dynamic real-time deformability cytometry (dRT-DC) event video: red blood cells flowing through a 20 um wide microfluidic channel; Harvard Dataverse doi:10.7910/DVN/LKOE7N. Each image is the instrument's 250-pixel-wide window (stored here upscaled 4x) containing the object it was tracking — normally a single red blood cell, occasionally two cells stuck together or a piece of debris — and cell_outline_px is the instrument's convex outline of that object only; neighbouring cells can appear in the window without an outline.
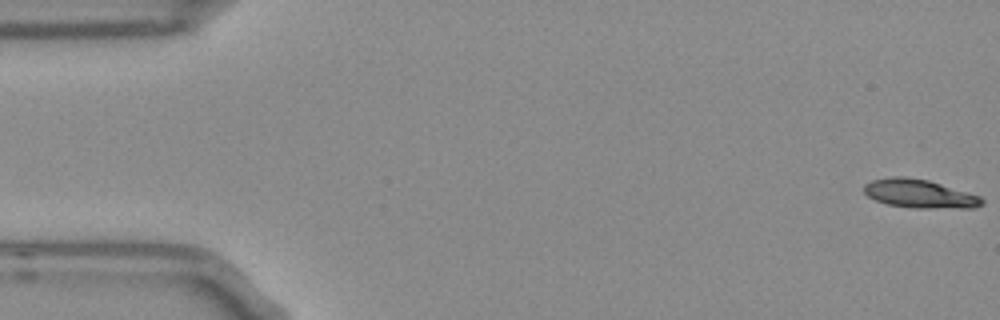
{"species": "Egyptian fruit bat (a non-hibernating species)", "species_latin": "Rousettus aegyptiacus", "temperature_condition": "room temperature", "stored_images_in_passage": 54, "camera_frame_rate_fps": 3000, "um_per_image_px": 0.085, "frame": {"image": 1, "passage_image": 1, "time_ms": 0.0, "image_size_px": [1000, 320], "cell_outline_px": [[984, 204], [972, 208], [916, 208], [888, 204], [876, 200], [868, 196], [864, 192], [864, 184], [872, 180], [892, 176], [904, 176], [928, 180], [980, 196], [984, 200]], "centroid_in_image_um": [78.16, 16.46], "position_along_channel_um": 6.8, "area_um2": 19.54}}
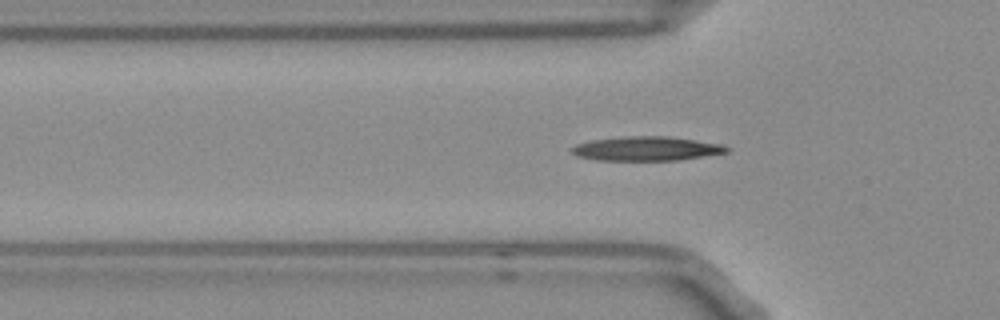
{"frame": {"image": 2, "passage_image": 17, "time_ms": 5.333, "image_size_px": [1000, 320], "cell_outline_px": [[728, 152], [676, 160], [596, 160], [576, 156], [572, 152], [572, 148], [576, 144], [592, 140], [624, 136], [668, 136], [720, 144], [728, 148]], "centroid_in_image_um": [54.89, 12.63], "position_along_channel_um": 70.9, "area_um2": 21.56}}
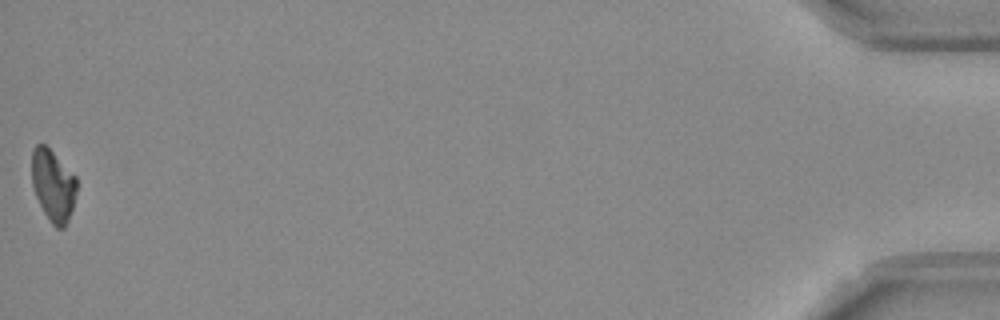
{"frame": {"image": 3, "passage_image": 54, "time_ms": 17.667, "image_size_px": [1000, 320], "cell_outline_px": [[76, 192], [72, 208], [68, 220], [64, 228], [56, 228], [52, 224], [44, 212], [36, 196], [32, 184], [32, 148], [36, 144], [44, 144], [76, 176]], "centroid_in_image_um": [4.5, 15.75], "position_along_channel_um": 430.7, "area_um2": 18.5}, "authors_computed_cell_mechanics": {"area_um2": 20.0566, "velocity_mm_per_s": 3.7504, "shape_relaxation_time_tau1_ms": 8.7519, "shape_relaxation_time_tau2_ms": null, "deformation_change_tau1": 0.2172, "deformation_change_tau2": null}}